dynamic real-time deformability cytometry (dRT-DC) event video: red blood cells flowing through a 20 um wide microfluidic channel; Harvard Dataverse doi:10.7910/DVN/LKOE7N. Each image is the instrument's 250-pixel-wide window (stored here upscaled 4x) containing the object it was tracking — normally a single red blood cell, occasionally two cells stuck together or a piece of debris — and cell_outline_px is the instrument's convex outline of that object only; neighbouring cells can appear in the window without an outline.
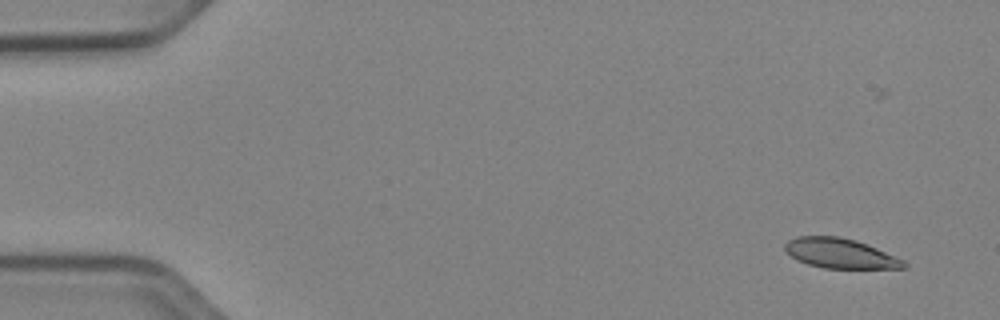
{"species": "Egyptian fruit bat (a non-hibernating species)", "species_latin": "Rousettus aegyptiacus", "temperature_condition": "cold", "stored_images_in_passage": 54, "camera_frame_rate_fps": 3000, "um_per_image_px": 0.085, "animal": {"sex": "female"}, "frame": {"image": 1, "passage_image": 4, "time_ms": 1.0, "image_size_px": [1000, 320], "cell_outline_px": [[908, 268], [824, 268], [808, 264], [796, 260], [784, 248], [784, 244], [788, 240], [796, 236], [840, 236], [856, 240], [876, 248], [904, 260], [908, 264]], "centroid_in_image_um": [71.41, 21.53], "position_along_channel_um": 13.6, "area_um2": 20.63}}
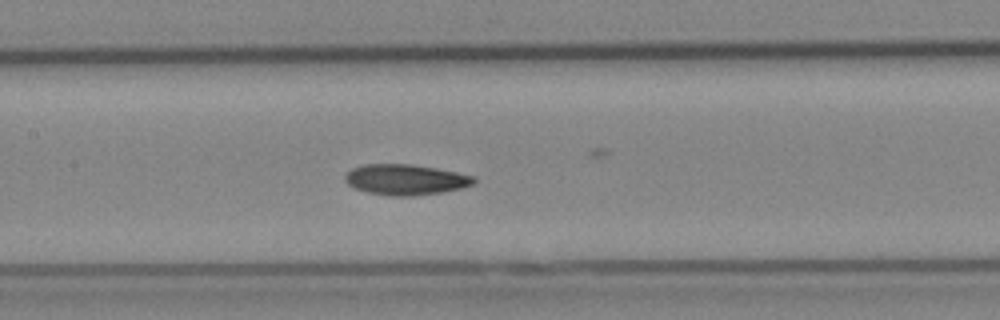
{"frame": {"image": 2, "passage_image": 26, "time_ms": 8.333, "image_size_px": [1000, 320], "cell_outline_px": [[476, 180], [472, 184], [460, 188], [440, 192], [412, 196], [392, 196], [368, 192], [356, 188], [348, 184], [344, 180], [344, 176], [352, 168], [364, 164], [412, 164], [436, 168], [476, 176]], "centroid_in_image_um": [34.46, 15.26], "position_along_channel_um": 172.9, "area_um2": 22.83}}
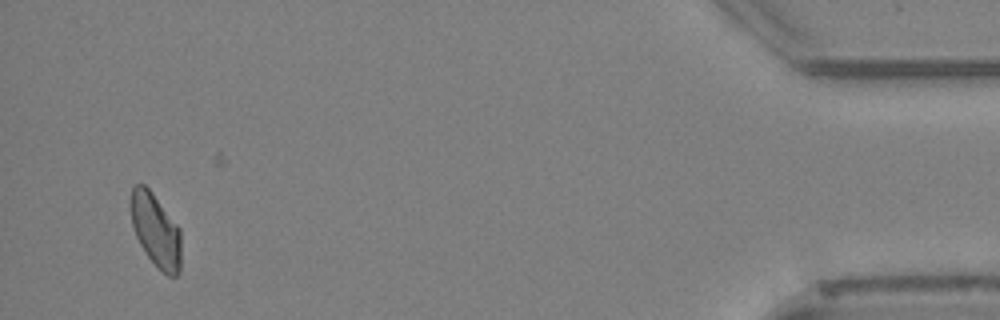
{"frame": {"image": 3, "passage_image": 51, "time_ms": 16.667, "image_size_px": [1000, 320], "cell_outline_px": [[180, 272], [176, 276], [168, 276], [148, 256], [140, 244], [136, 236], [132, 224], [128, 204], [132, 188], [136, 184], [144, 184], [152, 192], [180, 228]], "centroid_in_image_um": [13.21, 19.53], "position_along_channel_um": 422.0, "area_um2": 21.5}, "authors_computed_cell_mechanics": {"area_um2": 22.1952, "velocity_mm_per_s": 3.9148, "shape_relaxation_time_tau1_ms": 4.6968, "shape_relaxation_time_tau2_ms": null, "deformation_change_tau1": 0.1189, "deformation_change_tau2": null}}